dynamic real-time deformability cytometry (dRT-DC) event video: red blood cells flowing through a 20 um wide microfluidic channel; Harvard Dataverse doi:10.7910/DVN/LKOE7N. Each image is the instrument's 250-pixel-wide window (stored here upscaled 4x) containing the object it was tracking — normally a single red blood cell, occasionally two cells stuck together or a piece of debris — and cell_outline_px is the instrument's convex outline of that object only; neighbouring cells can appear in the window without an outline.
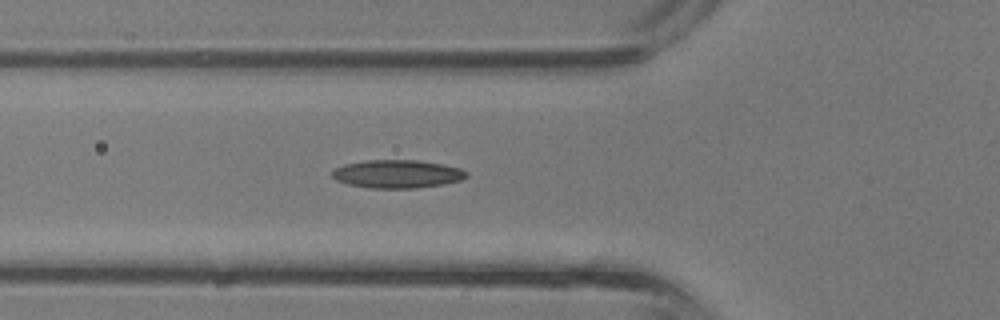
{"species": "common noctule bat (a hibernating species)", "species_latin": "Nyctalus noctula", "temperature_condition": "room temperature", "stored_images_in_passage": 35, "camera_frame_rate_fps": 3000, "um_per_image_px": 0.085, "animal": {"sex": "male", "body_mass_g": 13.3}, "frame": {"image": 1, "passage_image": 14, "time_ms": 4.333, "image_size_px": [1000, 320], "cell_outline_px": [[468, 176], [460, 180], [444, 184], [416, 188], [368, 188], [348, 184], [336, 180], [332, 176], [332, 172], [336, 168], [344, 164], [368, 160], [416, 160], [444, 164], [460, 168], [468, 172]], "centroid_in_image_um": [33.78, 14.79], "position_along_channel_um": 92.0, "area_um2": 22.08}}
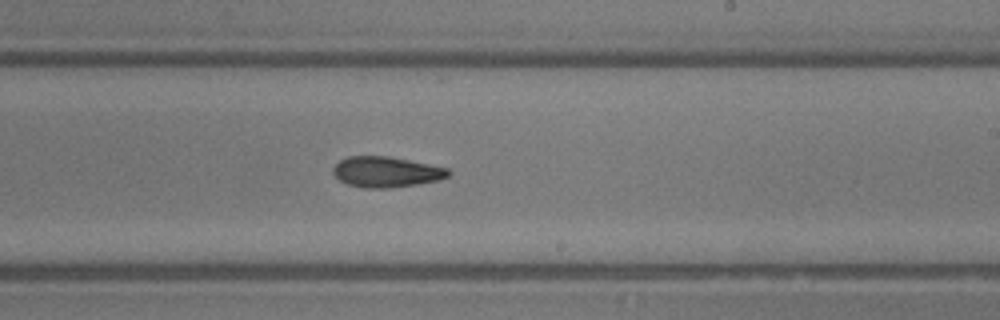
{"frame": {"image": 2, "passage_image": 23, "time_ms": 7.333, "image_size_px": [1000, 320], "cell_outline_px": [[452, 172], [448, 176], [440, 180], [416, 184], [388, 188], [364, 188], [348, 184], [340, 180], [332, 172], [332, 168], [340, 160], [348, 156], [388, 156], [448, 168]], "centroid_in_image_um": [32.83, 14.61], "position_along_channel_um": 256.2, "area_um2": 20.46}}
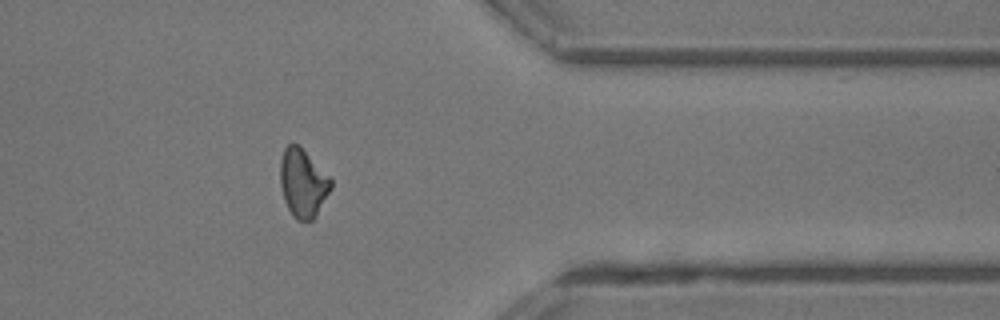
{"frame": {"image": 3, "passage_image": 31, "time_ms": 10.0, "image_size_px": [1000, 320], "cell_outline_px": [[332, 188], [316, 216], [312, 220], [296, 220], [292, 216], [284, 200], [280, 184], [280, 160], [284, 148], [288, 144], [300, 144], [332, 180]], "centroid_in_image_um": [25.74, 15.55], "position_along_channel_um": 385.7, "area_um2": 20.35}}